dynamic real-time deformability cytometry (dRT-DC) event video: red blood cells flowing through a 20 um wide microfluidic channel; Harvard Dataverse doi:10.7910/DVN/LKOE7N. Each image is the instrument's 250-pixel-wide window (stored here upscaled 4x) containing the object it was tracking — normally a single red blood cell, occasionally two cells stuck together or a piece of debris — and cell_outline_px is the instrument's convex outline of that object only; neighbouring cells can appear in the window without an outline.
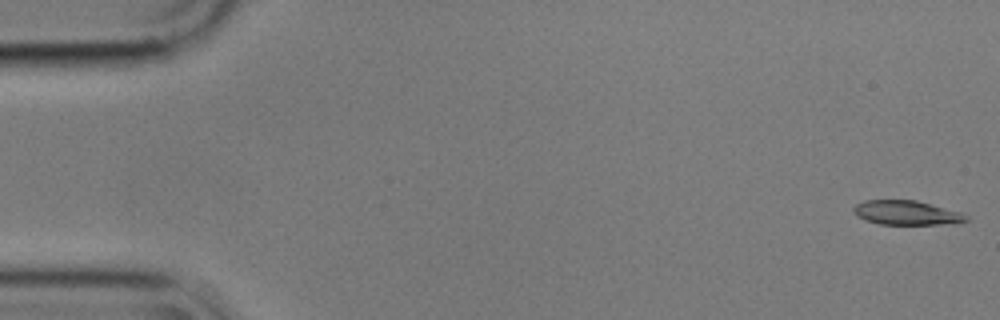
{"species": "common noctule bat (a hibernating species)", "species_latin": "Nyctalus noctula", "temperature_condition": "cold", "stored_images_in_passage": 49, "segment_of_instrument_passage": [1, 2], "camera_frame_rate_fps": 3000, "um_per_image_px": 0.085, "animal": {"sex": "male", "body_mass_g": 17.9}, "frame": {"image": 1, "passage_image": 1, "time_ms": 0.0, "image_size_px": [1000, 320], "cell_outline_px": [[968, 220], [956, 224], [880, 224], [864, 220], [856, 216], [852, 212], [852, 208], [856, 204], [864, 200], [916, 200], [960, 212], [968, 216]], "centroid_in_image_um": [77.02, 18.09], "position_along_channel_um": 8.0, "area_um2": 16.07}}
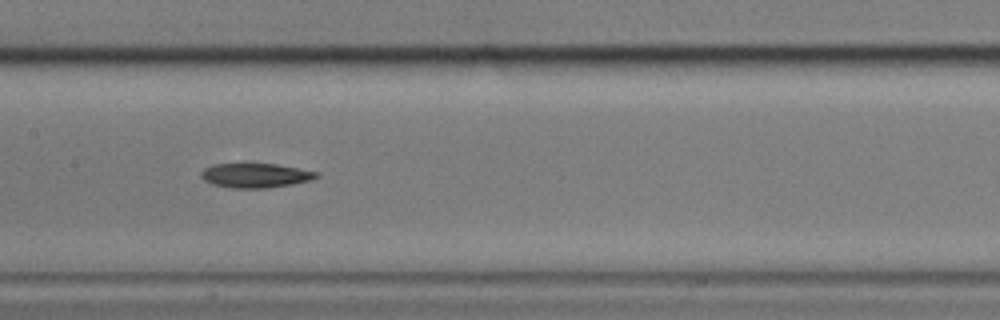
{"frame": {"image": 2, "passage_image": 27, "time_ms": 8.667, "image_size_px": [1000, 320], "cell_outline_px": [[320, 176], [312, 180], [292, 184], [268, 188], [232, 188], [212, 184], [204, 180], [200, 176], [200, 172], [204, 168], [212, 164], [276, 164], [320, 172]], "centroid_in_image_um": [21.73, 14.91], "position_along_channel_um": 185.7, "area_um2": 16.53}}
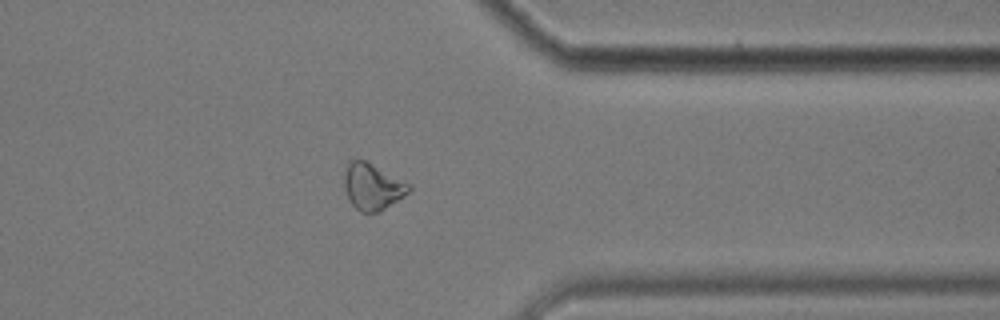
{"frame": {"image": 3, "passage_image": 44, "time_ms": 14.333, "image_size_px": [1000, 320], "cell_outline_px": [[412, 188], [408, 192], [380, 212], [360, 212], [352, 204], [344, 188], [344, 172], [348, 164], [352, 160], [364, 160], [412, 184]], "centroid_in_image_um": [31.67, 15.87], "position_along_channel_um": 379.7, "area_um2": 17.28}}